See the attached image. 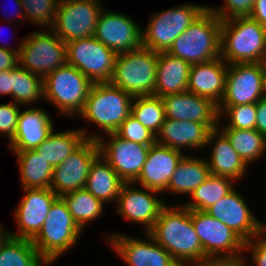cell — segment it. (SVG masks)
I'll return each mask as SVG.
<instances>
[{
    "label": "cell",
    "mask_w": 266,
    "mask_h": 266,
    "mask_svg": "<svg viewBox=\"0 0 266 266\" xmlns=\"http://www.w3.org/2000/svg\"><path fill=\"white\" fill-rule=\"evenodd\" d=\"M148 233L180 266H200L205 260L190 210L182 204L177 207L166 205Z\"/></svg>",
    "instance_id": "1"
},
{
    "label": "cell",
    "mask_w": 266,
    "mask_h": 266,
    "mask_svg": "<svg viewBox=\"0 0 266 266\" xmlns=\"http://www.w3.org/2000/svg\"><path fill=\"white\" fill-rule=\"evenodd\" d=\"M220 57L227 64L263 63L266 27L249 16L222 20Z\"/></svg>",
    "instance_id": "2"
},
{
    "label": "cell",
    "mask_w": 266,
    "mask_h": 266,
    "mask_svg": "<svg viewBox=\"0 0 266 266\" xmlns=\"http://www.w3.org/2000/svg\"><path fill=\"white\" fill-rule=\"evenodd\" d=\"M222 20L208 7L179 35L168 53L190 64L220 57Z\"/></svg>",
    "instance_id": "3"
},
{
    "label": "cell",
    "mask_w": 266,
    "mask_h": 266,
    "mask_svg": "<svg viewBox=\"0 0 266 266\" xmlns=\"http://www.w3.org/2000/svg\"><path fill=\"white\" fill-rule=\"evenodd\" d=\"M158 53L142 46L117 54L110 83L132 97L155 95Z\"/></svg>",
    "instance_id": "4"
},
{
    "label": "cell",
    "mask_w": 266,
    "mask_h": 266,
    "mask_svg": "<svg viewBox=\"0 0 266 266\" xmlns=\"http://www.w3.org/2000/svg\"><path fill=\"white\" fill-rule=\"evenodd\" d=\"M133 99L110 82L94 83L78 116L96 124L105 134L114 133L131 114Z\"/></svg>",
    "instance_id": "5"
},
{
    "label": "cell",
    "mask_w": 266,
    "mask_h": 266,
    "mask_svg": "<svg viewBox=\"0 0 266 266\" xmlns=\"http://www.w3.org/2000/svg\"><path fill=\"white\" fill-rule=\"evenodd\" d=\"M93 84L76 67L66 63L43 79L44 100L55 105L60 110L58 114L78 117Z\"/></svg>",
    "instance_id": "6"
},
{
    "label": "cell",
    "mask_w": 266,
    "mask_h": 266,
    "mask_svg": "<svg viewBox=\"0 0 266 266\" xmlns=\"http://www.w3.org/2000/svg\"><path fill=\"white\" fill-rule=\"evenodd\" d=\"M82 231L68 211L66 203L58 197L32 243L40 256L51 264L77 243Z\"/></svg>",
    "instance_id": "7"
},
{
    "label": "cell",
    "mask_w": 266,
    "mask_h": 266,
    "mask_svg": "<svg viewBox=\"0 0 266 266\" xmlns=\"http://www.w3.org/2000/svg\"><path fill=\"white\" fill-rule=\"evenodd\" d=\"M195 4H183L156 12L142 32L143 46L157 53L168 52L174 40L207 8Z\"/></svg>",
    "instance_id": "8"
},
{
    "label": "cell",
    "mask_w": 266,
    "mask_h": 266,
    "mask_svg": "<svg viewBox=\"0 0 266 266\" xmlns=\"http://www.w3.org/2000/svg\"><path fill=\"white\" fill-rule=\"evenodd\" d=\"M19 66L43 79L67 63V44L51 29L34 32L22 40Z\"/></svg>",
    "instance_id": "9"
},
{
    "label": "cell",
    "mask_w": 266,
    "mask_h": 266,
    "mask_svg": "<svg viewBox=\"0 0 266 266\" xmlns=\"http://www.w3.org/2000/svg\"><path fill=\"white\" fill-rule=\"evenodd\" d=\"M101 0H60L51 30L65 43L94 36Z\"/></svg>",
    "instance_id": "10"
},
{
    "label": "cell",
    "mask_w": 266,
    "mask_h": 266,
    "mask_svg": "<svg viewBox=\"0 0 266 266\" xmlns=\"http://www.w3.org/2000/svg\"><path fill=\"white\" fill-rule=\"evenodd\" d=\"M67 44V63L76 67L93 83L110 82L117 54L94 36Z\"/></svg>",
    "instance_id": "11"
},
{
    "label": "cell",
    "mask_w": 266,
    "mask_h": 266,
    "mask_svg": "<svg viewBox=\"0 0 266 266\" xmlns=\"http://www.w3.org/2000/svg\"><path fill=\"white\" fill-rule=\"evenodd\" d=\"M266 96L264 63L228 64L225 93L219 105L257 103Z\"/></svg>",
    "instance_id": "12"
},
{
    "label": "cell",
    "mask_w": 266,
    "mask_h": 266,
    "mask_svg": "<svg viewBox=\"0 0 266 266\" xmlns=\"http://www.w3.org/2000/svg\"><path fill=\"white\" fill-rule=\"evenodd\" d=\"M190 215L195 232L201 241L205 260L212 257L243 255L245 241L231 228L205 211L190 210Z\"/></svg>",
    "instance_id": "13"
},
{
    "label": "cell",
    "mask_w": 266,
    "mask_h": 266,
    "mask_svg": "<svg viewBox=\"0 0 266 266\" xmlns=\"http://www.w3.org/2000/svg\"><path fill=\"white\" fill-rule=\"evenodd\" d=\"M109 141L97 139L100 156L116 171L124 182H134L141 173L151 145L122 139L115 133H108Z\"/></svg>",
    "instance_id": "14"
},
{
    "label": "cell",
    "mask_w": 266,
    "mask_h": 266,
    "mask_svg": "<svg viewBox=\"0 0 266 266\" xmlns=\"http://www.w3.org/2000/svg\"><path fill=\"white\" fill-rule=\"evenodd\" d=\"M99 155L98 141L87 139L54 168L50 189L61 197L65 193L85 188L90 166Z\"/></svg>",
    "instance_id": "15"
},
{
    "label": "cell",
    "mask_w": 266,
    "mask_h": 266,
    "mask_svg": "<svg viewBox=\"0 0 266 266\" xmlns=\"http://www.w3.org/2000/svg\"><path fill=\"white\" fill-rule=\"evenodd\" d=\"M142 30L129 15L102 11L94 37L116 54L130 52L143 46Z\"/></svg>",
    "instance_id": "16"
},
{
    "label": "cell",
    "mask_w": 266,
    "mask_h": 266,
    "mask_svg": "<svg viewBox=\"0 0 266 266\" xmlns=\"http://www.w3.org/2000/svg\"><path fill=\"white\" fill-rule=\"evenodd\" d=\"M146 240L115 233L107 238L127 266H180L149 233Z\"/></svg>",
    "instance_id": "17"
},
{
    "label": "cell",
    "mask_w": 266,
    "mask_h": 266,
    "mask_svg": "<svg viewBox=\"0 0 266 266\" xmlns=\"http://www.w3.org/2000/svg\"><path fill=\"white\" fill-rule=\"evenodd\" d=\"M134 185V182L123 184L116 202V210L123 218L143 225L145 233H148L167 204L156 197V193L160 192L148 188L139 190Z\"/></svg>",
    "instance_id": "18"
},
{
    "label": "cell",
    "mask_w": 266,
    "mask_h": 266,
    "mask_svg": "<svg viewBox=\"0 0 266 266\" xmlns=\"http://www.w3.org/2000/svg\"><path fill=\"white\" fill-rule=\"evenodd\" d=\"M24 196L15 210L18 232L10 236L33 240L41 231L51 205L59 197L50 188H23Z\"/></svg>",
    "instance_id": "19"
},
{
    "label": "cell",
    "mask_w": 266,
    "mask_h": 266,
    "mask_svg": "<svg viewBox=\"0 0 266 266\" xmlns=\"http://www.w3.org/2000/svg\"><path fill=\"white\" fill-rule=\"evenodd\" d=\"M237 233L245 242L261 233L266 224L250 211L244 198L234 188L205 211Z\"/></svg>",
    "instance_id": "20"
},
{
    "label": "cell",
    "mask_w": 266,
    "mask_h": 266,
    "mask_svg": "<svg viewBox=\"0 0 266 266\" xmlns=\"http://www.w3.org/2000/svg\"><path fill=\"white\" fill-rule=\"evenodd\" d=\"M161 98L164 102L166 118L207 124L212 130L218 128V105L211 99L189 91L168 94Z\"/></svg>",
    "instance_id": "21"
},
{
    "label": "cell",
    "mask_w": 266,
    "mask_h": 266,
    "mask_svg": "<svg viewBox=\"0 0 266 266\" xmlns=\"http://www.w3.org/2000/svg\"><path fill=\"white\" fill-rule=\"evenodd\" d=\"M184 155L183 152L167 146L157 143L151 145L146 162L134 183L160 194L166 192L171 176Z\"/></svg>",
    "instance_id": "22"
},
{
    "label": "cell",
    "mask_w": 266,
    "mask_h": 266,
    "mask_svg": "<svg viewBox=\"0 0 266 266\" xmlns=\"http://www.w3.org/2000/svg\"><path fill=\"white\" fill-rule=\"evenodd\" d=\"M227 71L228 64L221 57L191 64L187 91L219 105L225 93Z\"/></svg>",
    "instance_id": "23"
},
{
    "label": "cell",
    "mask_w": 266,
    "mask_h": 266,
    "mask_svg": "<svg viewBox=\"0 0 266 266\" xmlns=\"http://www.w3.org/2000/svg\"><path fill=\"white\" fill-rule=\"evenodd\" d=\"M53 119L47 111L31 107L20 111L18 125L9 148L14 152H22L38 147L53 132Z\"/></svg>",
    "instance_id": "24"
},
{
    "label": "cell",
    "mask_w": 266,
    "mask_h": 266,
    "mask_svg": "<svg viewBox=\"0 0 266 266\" xmlns=\"http://www.w3.org/2000/svg\"><path fill=\"white\" fill-rule=\"evenodd\" d=\"M211 131L207 124L165 118L156 135V143L181 152L184 148L200 150L207 146Z\"/></svg>",
    "instance_id": "25"
},
{
    "label": "cell",
    "mask_w": 266,
    "mask_h": 266,
    "mask_svg": "<svg viewBox=\"0 0 266 266\" xmlns=\"http://www.w3.org/2000/svg\"><path fill=\"white\" fill-rule=\"evenodd\" d=\"M213 143L210 160H207L212 175L226 176L235 180L242 179L249 166L232 147L227 136L216 128L209 133L207 146Z\"/></svg>",
    "instance_id": "26"
},
{
    "label": "cell",
    "mask_w": 266,
    "mask_h": 266,
    "mask_svg": "<svg viewBox=\"0 0 266 266\" xmlns=\"http://www.w3.org/2000/svg\"><path fill=\"white\" fill-rule=\"evenodd\" d=\"M191 64L168 52L158 53L155 95L163 97L187 91Z\"/></svg>",
    "instance_id": "27"
},
{
    "label": "cell",
    "mask_w": 266,
    "mask_h": 266,
    "mask_svg": "<svg viewBox=\"0 0 266 266\" xmlns=\"http://www.w3.org/2000/svg\"><path fill=\"white\" fill-rule=\"evenodd\" d=\"M101 135L87 134L85 129L53 132L34 150L49 162L53 168L60 165L87 139L97 140Z\"/></svg>",
    "instance_id": "28"
},
{
    "label": "cell",
    "mask_w": 266,
    "mask_h": 266,
    "mask_svg": "<svg viewBox=\"0 0 266 266\" xmlns=\"http://www.w3.org/2000/svg\"><path fill=\"white\" fill-rule=\"evenodd\" d=\"M125 182L116 171L99 155L90 166L85 189L106 203L117 202Z\"/></svg>",
    "instance_id": "29"
},
{
    "label": "cell",
    "mask_w": 266,
    "mask_h": 266,
    "mask_svg": "<svg viewBox=\"0 0 266 266\" xmlns=\"http://www.w3.org/2000/svg\"><path fill=\"white\" fill-rule=\"evenodd\" d=\"M210 175L206 159L184 155L176 166L166 191L191 195Z\"/></svg>",
    "instance_id": "30"
},
{
    "label": "cell",
    "mask_w": 266,
    "mask_h": 266,
    "mask_svg": "<svg viewBox=\"0 0 266 266\" xmlns=\"http://www.w3.org/2000/svg\"><path fill=\"white\" fill-rule=\"evenodd\" d=\"M18 158L20 179L23 188H50L53 166L34 149L14 152Z\"/></svg>",
    "instance_id": "31"
},
{
    "label": "cell",
    "mask_w": 266,
    "mask_h": 266,
    "mask_svg": "<svg viewBox=\"0 0 266 266\" xmlns=\"http://www.w3.org/2000/svg\"><path fill=\"white\" fill-rule=\"evenodd\" d=\"M218 128L227 136L234 150L250 165L266 153V138L256 129ZM257 159V160H256Z\"/></svg>",
    "instance_id": "32"
},
{
    "label": "cell",
    "mask_w": 266,
    "mask_h": 266,
    "mask_svg": "<svg viewBox=\"0 0 266 266\" xmlns=\"http://www.w3.org/2000/svg\"><path fill=\"white\" fill-rule=\"evenodd\" d=\"M233 181L235 180L226 176L211 174L192 192V200L182 205L189 210L206 211L235 188Z\"/></svg>",
    "instance_id": "33"
},
{
    "label": "cell",
    "mask_w": 266,
    "mask_h": 266,
    "mask_svg": "<svg viewBox=\"0 0 266 266\" xmlns=\"http://www.w3.org/2000/svg\"><path fill=\"white\" fill-rule=\"evenodd\" d=\"M48 263L40 256L32 240L9 236L0 247V266H44Z\"/></svg>",
    "instance_id": "34"
},
{
    "label": "cell",
    "mask_w": 266,
    "mask_h": 266,
    "mask_svg": "<svg viewBox=\"0 0 266 266\" xmlns=\"http://www.w3.org/2000/svg\"><path fill=\"white\" fill-rule=\"evenodd\" d=\"M61 198L82 230L88 222L98 219L104 212V203L85 188L65 193Z\"/></svg>",
    "instance_id": "35"
},
{
    "label": "cell",
    "mask_w": 266,
    "mask_h": 266,
    "mask_svg": "<svg viewBox=\"0 0 266 266\" xmlns=\"http://www.w3.org/2000/svg\"><path fill=\"white\" fill-rule=\"evenodd\" d=\"M11 96L17 105H30L44 99L43 78L19 65L10 69Z\"/></svg>",
    "instance_id": "36"
},
{
    "label": "cell",
    "mask_w": 266,
    "mask_h": 266,
    "mask_svg": "<svg viewBox=\"0 0 266 266\" xmlns=\"http://www.w3.org/2000/svg\"><path fill=\"white\" fill-rule=\"evenodd\" d=\"M131 115L156 136L166 118L163 99L156 95L134 97Z\"/></svg>",
    "instance_id": "37"
},
{
    "label": "cell",
    "mask_w": 266,
    "mask_h": 266,
    "mask_svg": "<svg viewBox=\"0 0 266 266\" xmlns=\"http://www.w3.org/2000/svg\"><path fill=\"white\" fill-rule=\"evenodd\" d=\"M25 17L35 26L51 29L60 0H20ZM49 27V28H48Z\"/></svg>",
    "instance_id": "38"
},
{
    "label": "cell",
    "mask_w": 266,
    "mask_h": 266,
    "mask_svg": "<svg viewBox=\"0 0 266 266\" xmlns=\"http://www.w3.org/2000/svg\"><path fill=\"white\" fill-rule=\"evenodd\" d=\"M219 119L222 116L229 117L222 128L235 129H256V104L248 103L244 105H218Z\"/></svg>",
    "instance_id": "39"
},
{
    "label": "cell",
    "mask_w": 266,
    "mask_h": 266,
    "mask_svg": "<svg viewBox=\"0 0 266 266\" xmlns=\"http://www.w3.org/2000/svg\"><path fill=\"white\" fill-rule=\"evenodd\" d=\"M114 133L122 139L141 143L143 145H153L156 143V136L131 114L122 122Z\"/></svg>",
    "instance_id": "40"
},
{
    "label": "cell",
    "mask_w": 266,
    "mask_h": 266,
    "mask_svg": "<svg viewBox=\"0 0 266 266\" xmlns=\"http://www.w3.org/2000/svg\"><path fill=\"white\" fill-rule=\"evenodd\" d=\"M255 0H224L219 7L208 6L221 20L250 16Z\"/></svg>",
    "instance_id": "41"
},
{
    "label": "cell",
    "mask_w": 266,
    "mask_h": 266,
    "mask_svg": "<svg viewBox=\"0 0 266 266\" xmlns=\"http://www.w3.org/2000/svg\"><path fill=\"white\" fill-rule=\"evenodd\" d=\"M20 105L16 103L0 104V133L11 141L16 133ZM7 134V135H6Z\"/></svg>",
    "instance_id": "42"
},
{
    "label": "cell",
    "mask_w": 266,
    "mask_h": 266,
    "mask_svg": "<svg viewBox=\"0 0 266 266\" xmlns=\"http://www.w3.org/2000/svg\"><path fill=\"white\" fill-rule=\"evenodd\" d=\"M244 251L251 252V262L254 266H266V228L253 239L245 242Z\"/></svg>",
    "instance_id": "43"
},
{
    "label": "cell",
    "mask_w": 266,
    "mask_h": 266,
    "mask_svg": "<svg viewBox=\"0 0 266 266\" xmlns=\"http://www.w3.org/2000/svg\"><path fill=\"white\" fill-rule=\"evenodd\" d=\"M21 44L22 41L16 50L0 45V71L14 69L19 65L18 54L21 49Z\"/></svg>",
    "instance_id": "44"
},
{
    "label": "cell",
    "mask_w": 266,
    "mask_h": 266,
    "mask_svg": "<svg viewBox=\"0 0 266 266\" xmlns=\"http://www.w3.org/2000/svg\"><path fill=\"white\" fill-rule=\"evenodd\" d=\"M241 256L244 255L207 258L200 266H247L245 261L246 258Z\"/></svg>",
    "instance_id": "45"
},
{
    "label": "cell",
    "mask_w": 266,
    "mask_h": 266,
    "mask_svg": "<svg viewBox=\"0 0 266 266\" xmlns=\"http://www.w3.org/2000/svg\"><path fill=\"white\" fill-rule=\"evenodd\" d=\"M256 130L266 138V96L256 103Z\"/></svg>",
    "instance_id": "46"
},
{
    "label": "cell",
    "mask_w": 266,
    "mask_h": 266,
    "mask_svg": "<svg viewBox=\"0 0 266 266\" xmlns=\"http://www.w3.org/2000/svg\"><path fill=\"white\" fill-rule=\"evenodd\" d=\"M249 17L266 27V0H255Z\"/></svg>",
    "instance_id": "47"
},
{
    "label": "cell",
    "mask_w": 266,
    "mask_h": 266,
    "mask_svg": "<svg viewBox=\"0 0 266 266\" xmlns=\"http://www.w3.org/2000/svg\"><path fill=\"white\" fill-rule=\"evenodd\" d=\"M12 77H10V69L0 71V96L11 95Z\"/></svg>",
    "instance_id": "48"
},
{
    "label": "cell",
    "mask_w": 266,
    "mask_h": 266,
    "mask_svg": "<svg viewBox=\"0 0 266 266\" xmlns=\"http://www.w3.org/2000/svg\"><path fill=\"white\" fill-rule=\"evenodd\" d=\"M9 236H10V232L5 231L0 223V247L7 240Z\"/></svg>",
    "instance_id": "49"
},
{
    "label": "cell",
    "mask_w": 266,
    "mask_h": 266,
    "mask_svg": "<svg viewBox=\"0 0 266 266\" xmlns=\"http://www.w3.org/2000/svg\"><path fill=\"white\" fill-rule=\"evenodd\" d=\"M15 4L16 6H19L20 8H18V11L16 12V14L18 15L17 18L20 19V17H22L24 20L26 19L24 16V11H23V5H22V2L20 0H15ZM6 16V15H5ZM8 17V16H7Z\"/></svg>",
    "instance_id": "50"
},
{
    "label": "cell",
    "mask_w": 266,
    "mask_h": 266,
    "mask_svg": "<svg viewBox=\"0 0 266 266\" xmlns=\"http://www.w3.org/2000/svg\"><path fill=\"white\" fill-rule=\"evenodd\" d=\"M264 66H265V70H266V58L264 59Z\"/></svg>",
    "instance_id": "51"
}]
</instances>
